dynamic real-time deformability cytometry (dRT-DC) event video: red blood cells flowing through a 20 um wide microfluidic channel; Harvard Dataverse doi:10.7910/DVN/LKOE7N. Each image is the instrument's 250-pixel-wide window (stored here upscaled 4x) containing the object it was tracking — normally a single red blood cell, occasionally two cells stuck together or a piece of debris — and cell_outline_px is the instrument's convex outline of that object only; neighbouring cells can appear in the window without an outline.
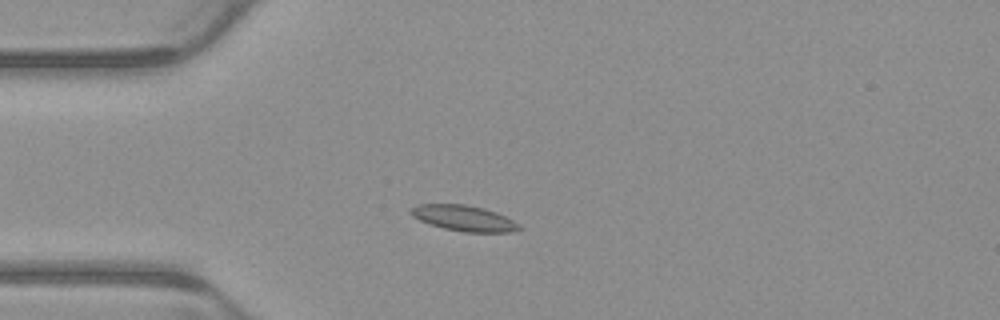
{"species": "common noctule bat (a hibernating species)", "species_latin": "Nyctalus noctula", "temperature_condition": "warm", "stored_images_in_passage": 3, "camera_frame_rate_fps": 3000, "um_per_image_px": 0.085, "animal": {"sex": "male", "body_mass_g": 23.1, "forearm_length_mm": 52.7}, "frame": {"image": 1, "passage_image": 3, "time_ms": 0.667, "image_size_px": [1000, 320], "cell_outline_px": [[524, 228], [512, 232], [464, 232], [444, 228], [428, 224], [412, 216], [408, 212], [412, 208], [420, 204], [464, 204], [484, 208], [496, 212], [520, 224]], "centroid_in_image_um": [39.45, 18.55], "position_along_channel_um": 45.6, "area_um2": 16.24}}